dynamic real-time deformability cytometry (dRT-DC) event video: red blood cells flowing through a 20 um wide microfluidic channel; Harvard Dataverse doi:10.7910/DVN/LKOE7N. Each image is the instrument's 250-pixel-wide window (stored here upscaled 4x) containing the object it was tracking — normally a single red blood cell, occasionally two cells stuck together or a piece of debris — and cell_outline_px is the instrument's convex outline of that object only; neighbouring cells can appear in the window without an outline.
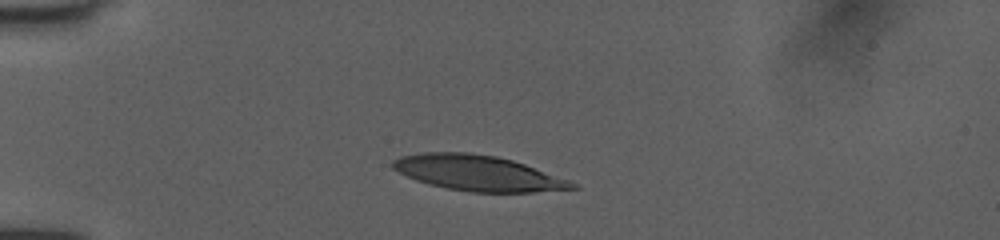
{"species": "human", "species_latin": "Homo sapiens", "temperature_condition": "room temperature", "stored_images_in_passage": 24, "camera_frame_rate_fps": 3000, "um_per_image_px": 0.085, "donor": {"sex": "female"}, "frame": {"image": 1, "passage_image": 1, "time_ms": 0.0, "image_size_px": [1000, 240], "cell_outline_px": [[580, 188], [532, 192], [472, 192], [448, 188], [428, 184], [416, 180], [392, 168], [392, 160], [400, 156], [424, 152], [468, 152], [496, 156], [512, 160], [524, 164], [580, 184]], "centroid_in_image_um": [40.63, 14.71], "position_along_channel_um": 44.4, "area_um2": 36.88}}
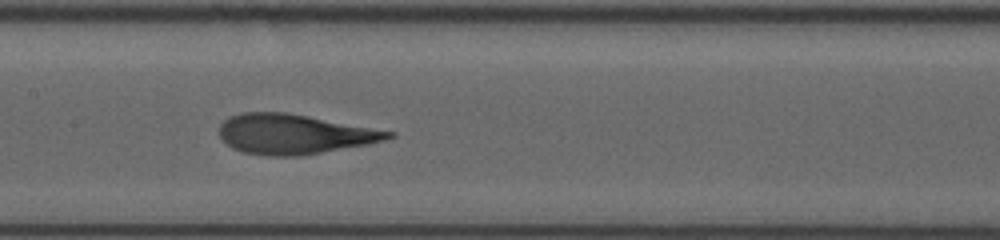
{"frame": {"image": 2, "passage_image": 11, "time_ms": 3.333, "image_size_px": [1000, 240], "cell_outline_px": [[396, 136], [384, 140], [368, 144], [300, 156], [272, 156], [240, 152], [232, 148], [220, 136], [220, 124], [228, 116], [240, 112], [288, 112], [396, 132]], "centroid_in_image_um": [24.99, 11.39], "position_along_channel_um": 182.4, "area_um2": 39.36}}
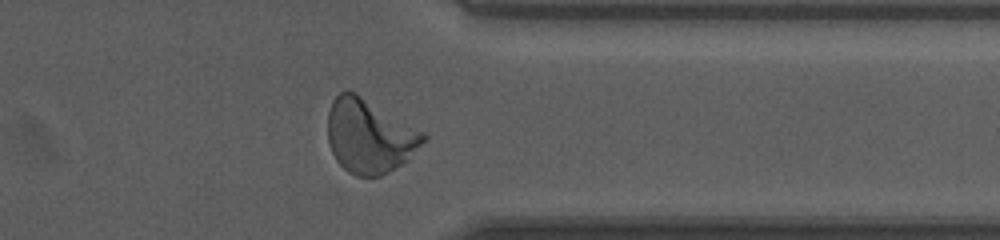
{"frame": {"image": 3, "passage_image": 21, "time_ms": 6.667, "image_size_px": [1000, 240], "cell_outline_px": [[428, 136], [408, 160], [388, 172], [380, 176], [356, 176], [348, 172], [336, 160], [332, 152], [328, 140], [328, 112], [332, 100], [340, 92], [348, 88], [356, 92], [424, 132]], "centroid_in_image_um": [31.38, 11.55], "position_along_channel_um": 380.0, "area_um2": 41.21}}